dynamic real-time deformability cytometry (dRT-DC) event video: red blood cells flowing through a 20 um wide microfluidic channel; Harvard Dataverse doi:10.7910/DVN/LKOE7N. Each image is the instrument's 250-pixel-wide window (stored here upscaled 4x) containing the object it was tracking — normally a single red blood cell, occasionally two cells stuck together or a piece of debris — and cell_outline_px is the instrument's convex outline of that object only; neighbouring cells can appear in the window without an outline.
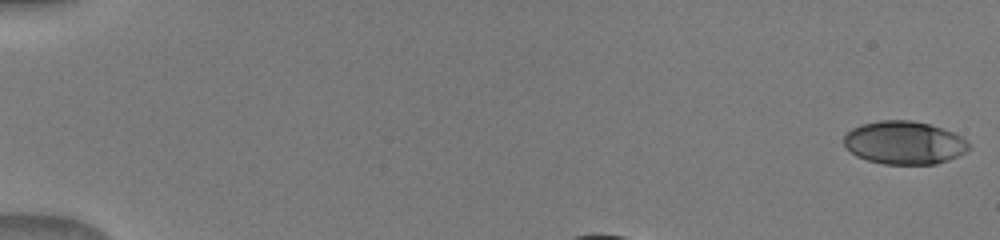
{"species": "human", "species_latin": "Homo sapiens", "temperature_condition": "warm", "stored_images_in_passage": 37, "camera_frame_rate_fps": 3000, "um_per_image_px": 0.085, "donor": {"sex": "male"}, "frame": {"image": 1, "passage_image": 1, "time_ms": 0.0, "image_size_px": [1000, 240], "cell_outline_px": [[972, 148], [948, 160], [936, 164], [884, 164], [868, 160], [856, 156], [844, 144], [844, 136], [852, 128], [860, 124], [880, 120], [912, 120], [928, 124], [952, 132], [960, 136]], "centroid_in_image_um": [76.84, 12.13], "position_along_channel_um": 8.2, "area_um2": 31.15}}
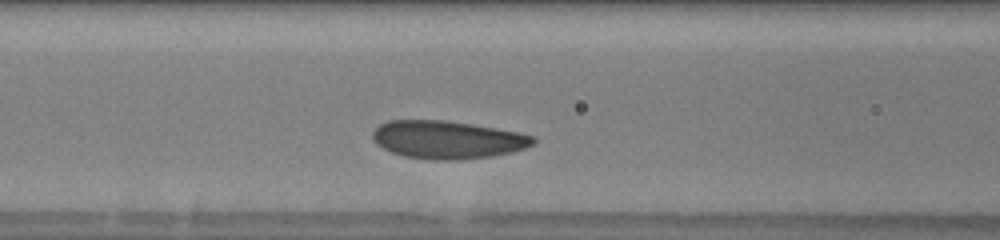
{"frame": {"image": 2, "passage_image": 15, "time_ms": 4.667, "image_size_px": [1000, 240], "cell_outline_px": [[536, 144], [528, 148], [512, 152], [492, 156], [460, 160], [432, 160], [404, 156], [392, 152], [376, 144], [372, 140], [372, 132], [380, 124], [388, 120], [444, 120], [472, 124], [520, 132], [532, 136], [536, 140]], "centroid_in_image_um": [38.05, 11.88], "position_along_channel_um": 128.5, "area_um2": 35.78}}
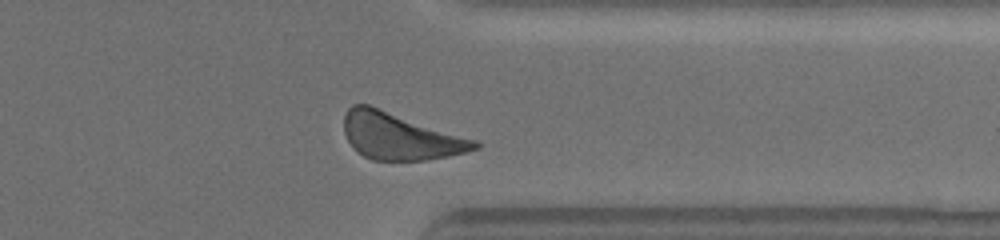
{"frame": {"image": 3, "passage_image": 34, "time_ms": 11.0, "image_size_px": [1000, 240], "cell_outline_px": [[480, 148], [448, 156], [424, 160], [372, 160], [364, 156], [348, 140], [344, 132], [344, 116], [348, 108], [352, 104], [368, 104], [476, 140], [480, 144]], "centroid_in_image_um": [33.99, 11.57], "position_along_channel_um": 377.4, "area_um2": 35.2}}